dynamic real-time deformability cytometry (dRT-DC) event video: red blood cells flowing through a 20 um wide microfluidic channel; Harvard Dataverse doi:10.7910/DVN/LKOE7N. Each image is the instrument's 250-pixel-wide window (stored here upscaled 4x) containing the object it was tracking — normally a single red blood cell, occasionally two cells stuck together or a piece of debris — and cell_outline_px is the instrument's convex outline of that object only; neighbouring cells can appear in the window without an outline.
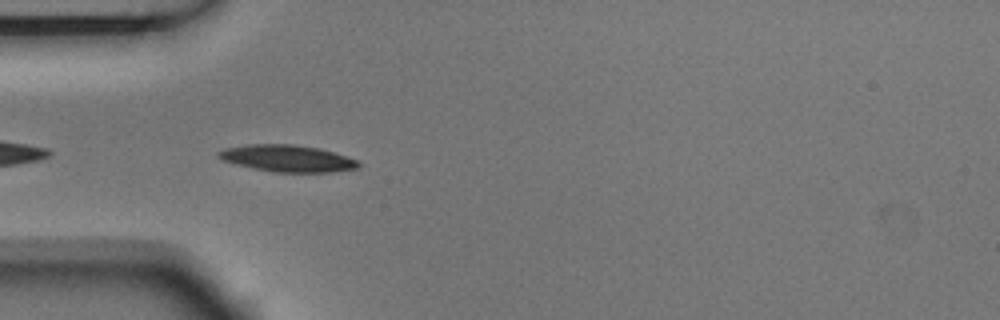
{"species": "Egyptian fruit bat (a non-hibernating species)", "species_latin": "Rousettus aegyptiacus", "temperature_condition": "room temperature", "stored_images_in_passage": 4, "camera_frame_rate_fps": 3000, "um_per_image_px": 0.085, "animal": {"sex": "male"}, "frame": {"image": 1, "passage_image": 3, "time_ms": 0.667, "image_size_px": [1000, 320], "cell_outline_px": [[360, 168], [332, 172], [276, 172], [252, 168], [224, 160], [216, 156], [216, 152], [228, 148], [248, 144], [292, 144], [316, 148], [332, 152], [356, 160], [360, 164]], "centroid_in_image_um": [24.42, 13.47], "position_along_channel_um": 60.6, "area_um2": 21.5}}
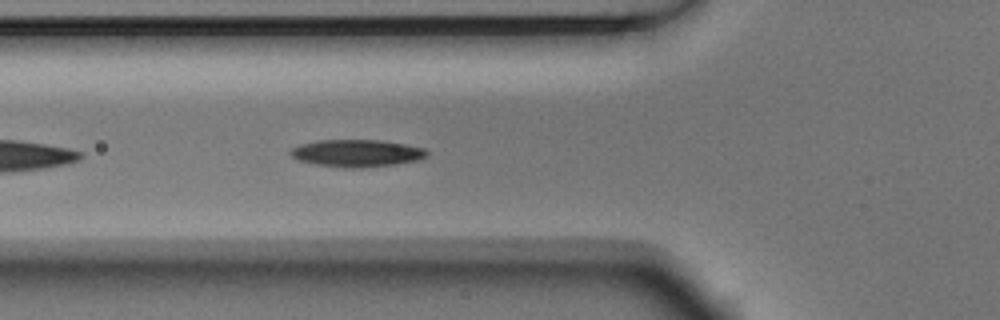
{"frame": {"image": 2, "passage_image": 4, "time_ms": 1.0, "image_size_px": [1000, 320], "cell_outline_px": [[428, 156], [416, 160], [396, 164], [360, 168], [344, 168], [316, 164], [300, 160], [292, 156], [288, 152], [292, 148], [300, 144], [320, 140], [384, 140], [424, 148], [428, 152]], "centroid_in_image_um": [30.33, 13.02], "position_along_channel_um": 95.5, "area_um2": 21.62}}